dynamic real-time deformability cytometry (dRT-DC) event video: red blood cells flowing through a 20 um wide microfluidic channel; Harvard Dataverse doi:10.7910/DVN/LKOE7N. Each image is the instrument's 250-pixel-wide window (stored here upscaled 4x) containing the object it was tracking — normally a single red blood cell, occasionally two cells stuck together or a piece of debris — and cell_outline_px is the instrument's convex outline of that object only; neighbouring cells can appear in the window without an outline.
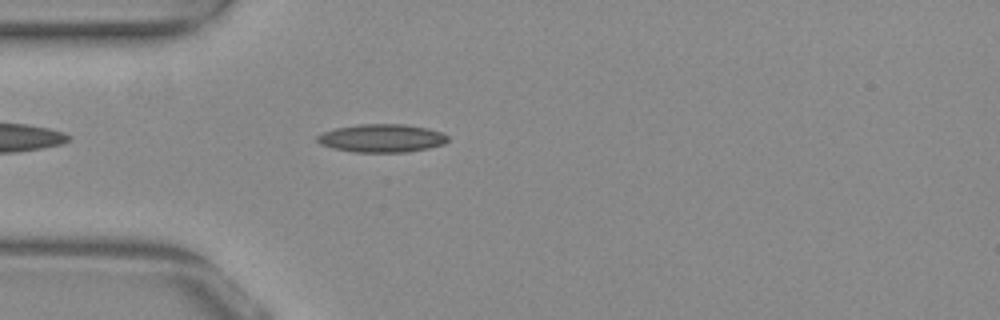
{"species": "common noctule bat (a hibernating species)", "species_latin": "Nyctalus noctula", "temperature_condition": "warm", "stored_images_in_passage": 35, "camera_frame_rate_fps": 3000, "um_per_image_px": 0.085, "animal": {"sex": "female", "body_mass_g": 29.2, "forearm_length_mm": 56.3}, "frame": {"image": 1, "passage_image": 3, "time_ms": 0.667, "image_size_px": [1000, 320], "cell_outline_px": [[448, 140], [444, 144], [428, 148], [408, 152], [352, 152], [332, 148], [320, 144], [316, 140], [316, 136], [324, 132], [336, 128], [360, 124], [404, 124], [428, 128], [440, 132], [448, 136]], "centroid_in_image_um": [32.44, 11.75], "position_along_channel_um": 52.6, "area_um2": 21.44}}
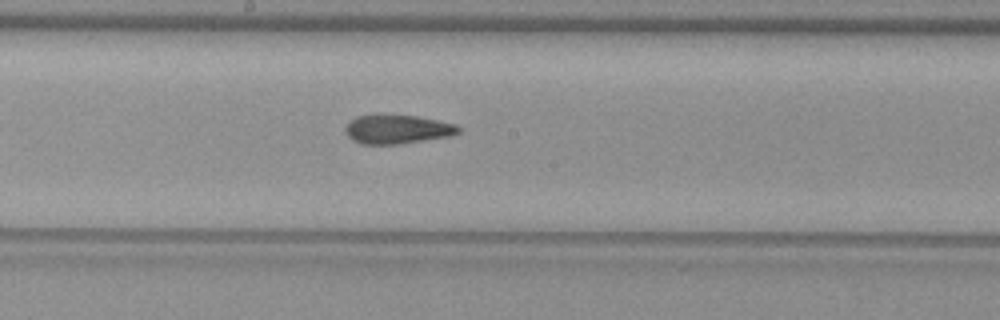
{"frame": {"image": 2, "passage_image": 16, "time_ms": 5.0, "image_size_px": [1000, 320], "cell_outline_px": [[460, 132], [452, 136], [400, 144], [360, 144], [352, 140], [348, 136], [344, 128], [356, 116], [376, 112], [384, 112], [416, 116], [456, 124], [460, 128]], "centroid_in_image_um": [33.74, 10.95], "position_along_channel_um": 214.5, "area_um2": 19.77}}
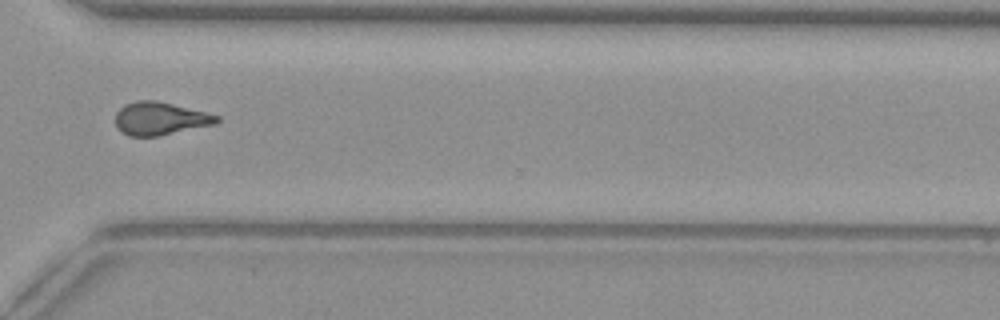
{"frame": {"image": 3, "passage_image": 27, "time_ms": 8.667, "image_size_px": [1000, 320], "cell_outline_px": [[220, 120], [216, 124], [160, 136], [128, 136], [120, 132], [116, 128], [116, 112], [124, 104], [136, 100], [156, 100], [208, 112], [220, 116]], "centroid_in_image_um": [13.61, 10.08], "position_along_channel_um": 357.0, "area_um2": 19.83}, "authors_computed_cell_mechanics": {"area_um2": 19.5364, "velocity_mm_per_s": 3.8858, "shape_relaxation_time_tau1_ms": null, "shape_relaxation_time_tau2_ms": 2.8394, "deformation_change_tau1": null, "deformation_change_tau2": 0.1266}}